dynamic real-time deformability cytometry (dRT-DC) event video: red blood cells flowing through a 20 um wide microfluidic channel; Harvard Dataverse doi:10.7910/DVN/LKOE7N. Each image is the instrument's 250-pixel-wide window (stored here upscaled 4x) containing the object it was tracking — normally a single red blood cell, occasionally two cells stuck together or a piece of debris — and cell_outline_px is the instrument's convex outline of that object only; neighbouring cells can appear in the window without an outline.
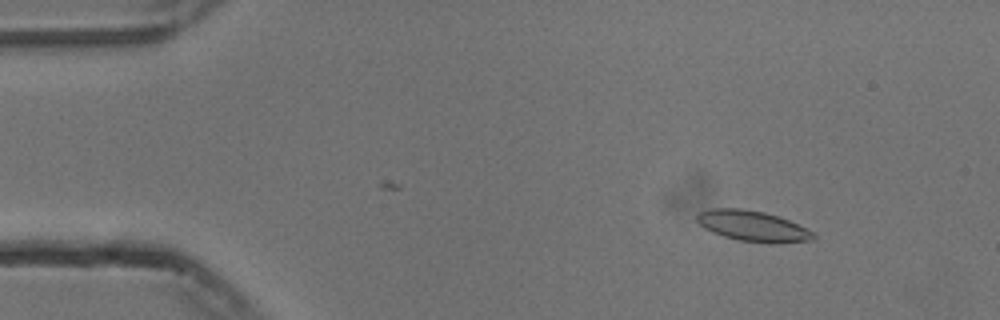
{"species": "common noctule bat (a hibernating species)", "species_latin": "Nyctalus noctula", "temperature_condition": "cold", "stored_images_in_passage": 54, "camera_frame_rate_fps": 3000, "um_per_image_px": 0.085, "animal": {"sex": "male", "body_mass_g": 13.3}, "frame": {"image": 1, "passage_image": 6, "time_ms": 1.667, "image_size_px": [1000, 320], "cell_outline_px": [[816, 240], [776, 244], [772, 244], [736, 240], [712, 232], [704, 228], [696, 220], [696, 216], [700, 212], [712, 208], [740, 208], [764, 212], [780, 216], [812, 232], [816, 236]], "centroid_in_image_um": [63.99, 19.23], "position_along_channel_um": 21.0, "area_um2": 20.92}}
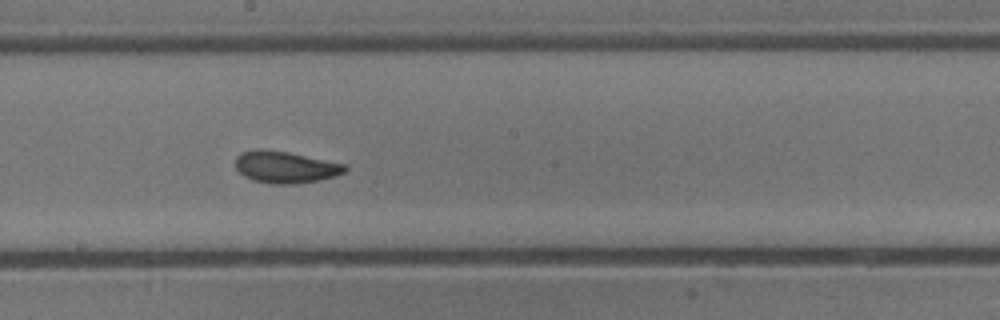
{"frame": {"image": 2, "passage_image": 29, "time_ms": 9.333, "image_size_px": [1000, 320], "cell_outline_px": [[348, 168], [344, 172], [336, 176], [320, 180], [292, 184], [272, 184], [252, 180], [244, 176], [236, 168], [236, 156], [240, 152], [256, 148], [260, 148], [288, 152], [348, 164]], "centroid_in_image_um": [24.26, 14.19], "position_along_channel_um": 223.9, "area_um2": 20.58}}
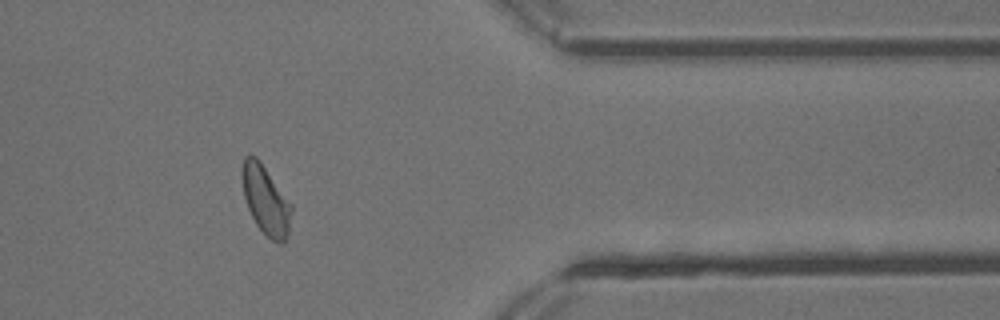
{"frame": {"image": 3, "passage_image": 44, "time_ms": 14.333, "image_size_px": [1000, 320], "cell_outline_px": [[292, 212], [288, 232], [284, 244], [280, 244], [272, 240], [256, 224], [248, 208], [244, 196], [240, 172], [244, 156], [256, 156], [260, 160], [292, 204]], "centroid_in_image_um": [22.58, 16.98], "position_along_channel_um": 388.8, "area_um2": 19.88}, "authors_computed_cell_mechanics": {"area_um2": 19.9988, "velocity_mm_per_s": 3.7424, "shape_relaxation_time_tau1_ms": 6.1493, "shape_relaxation_time_tau2_ms": 2.1152, "deformation_change_tau1": 0.121, "deformation_change_tau2": 0.0803}}